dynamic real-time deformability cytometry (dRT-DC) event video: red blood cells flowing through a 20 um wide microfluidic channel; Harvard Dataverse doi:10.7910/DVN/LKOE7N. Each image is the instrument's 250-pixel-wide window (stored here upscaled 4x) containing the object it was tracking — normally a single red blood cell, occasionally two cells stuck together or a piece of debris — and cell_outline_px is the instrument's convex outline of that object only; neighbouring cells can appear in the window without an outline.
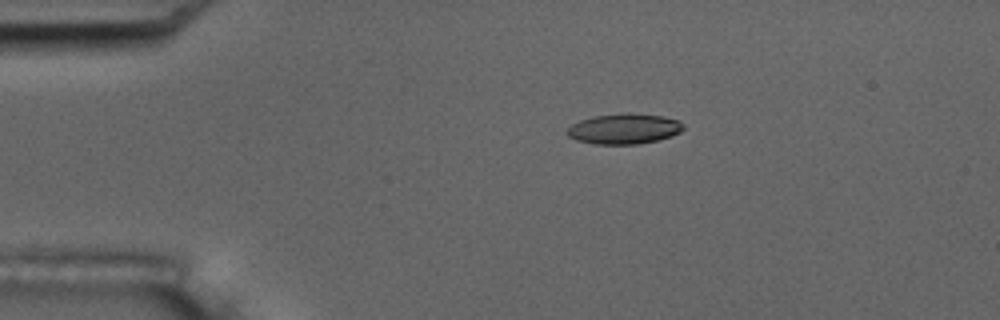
{"species": "common noctule bat (a hibernating species)", "species_latin": "Nyctalus noctula", "temperature_condition": "room temperature", "stored_images_in_passage": 6, "camera_frame_rate_fps": 3000, "um_per_image_px": 0.085, "animal": {"sex": "male", "body_mass_g": 17.5, "forearm_length_mm": 52.3}, "frame": {"image": 1, "passage_image": 3, "time_ms": 3.333, "image_size_px": [1000, 320], "cell_outline_px": [[684, 128], [680, 132], [672, 136], [656, 140], [636, 144], [596, 144], [576, 140], [568, 136], [564, 132], [572, 124], [580, 120], [592, 116], [628, 112], [660, 116], [680, 120], [684, 124]], "centroid_in_image_um": [53.03, 10.94], "position_along_channel_um": 32.0, "area_um2": 20.69}}